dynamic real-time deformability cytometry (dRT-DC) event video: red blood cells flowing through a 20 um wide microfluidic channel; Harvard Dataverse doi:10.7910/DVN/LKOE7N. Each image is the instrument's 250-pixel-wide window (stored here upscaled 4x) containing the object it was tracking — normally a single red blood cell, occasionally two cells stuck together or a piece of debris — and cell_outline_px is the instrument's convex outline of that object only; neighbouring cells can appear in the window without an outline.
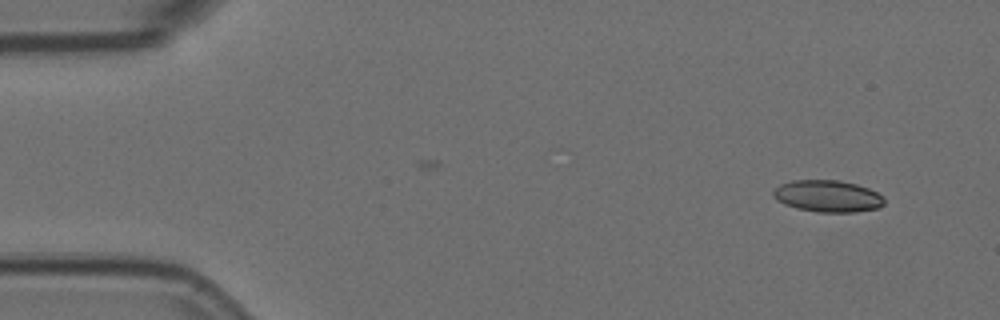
{"species": "Egyptian fruit bat (a non-hibernating species)", "species_latin": "Rousettus aegyptiacus", "temperature_condition": "room temperature", "stored_images_in_passage": 14, "camera_frame_rate_fps": 3000, "um_per_image_px": 0.085, "animal": {"sex": "female"}, "frame": {"image": 1, "passage_image": 1, "time_ms": 0.0, "image_size_px": [1000, 320], "cell_outline_px": [[884, 204], [880, 208], [856, 212], [816, 212], [796, 208], [784, 204], [776, 200], [772, 196], [772, 192], [780, 184], [792, 180], [840, 180], [856, 184], [868, 188], [884, 196]], "centroid_in_image_um": [70.35, 16.67], "position_along_channel_um": 14.6, "area_um2": 20.81}}
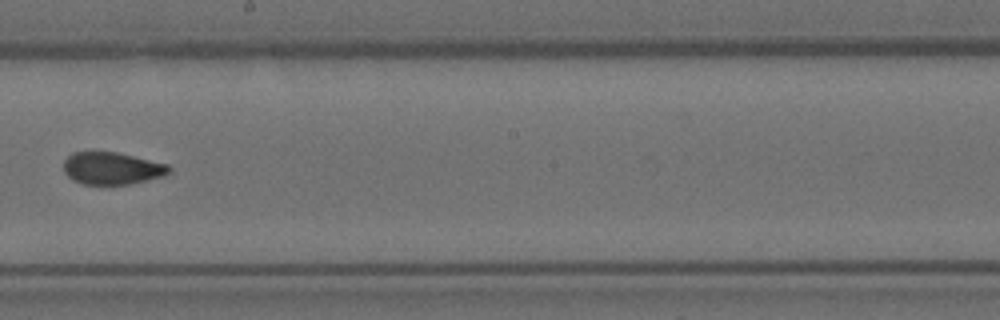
{"frame": {"image": 2, "passage_image": 8, "time_ms": 2.333, "image_size_px": [1000, 320], "cell_outline_px": [[172, 172], [164, 176], [132, 184], [84, 184], [72, 180], [64, 172], [64, 160], [72, 152], [116, 152], [168, 164], [172, 168]], "centroid_in_image_um": [9.54, 14.31], "position_along_channel_um": 238.7, "area_um2": 19.94}}
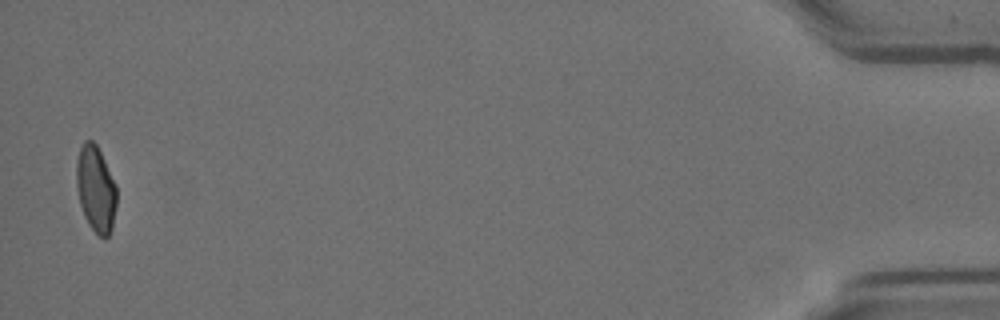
{"frame": {"image": 3, "passage_image": 14, "time_ms": 4.333, "image_size_px": [1000, 320], "cell_outline_px": [[116, 204], [112, 228], [108, 236], [104, 240], [88, 224], [84, 216], [80, 204], [76, 184], [76, 160], [80, 148], [84, 140], [92, 140], [96, 144], [116, 184]], "centroid_in_image_um": [8.13, 16.06], "position_along_channel_um": 427.1, "area_um2": 20.17}}